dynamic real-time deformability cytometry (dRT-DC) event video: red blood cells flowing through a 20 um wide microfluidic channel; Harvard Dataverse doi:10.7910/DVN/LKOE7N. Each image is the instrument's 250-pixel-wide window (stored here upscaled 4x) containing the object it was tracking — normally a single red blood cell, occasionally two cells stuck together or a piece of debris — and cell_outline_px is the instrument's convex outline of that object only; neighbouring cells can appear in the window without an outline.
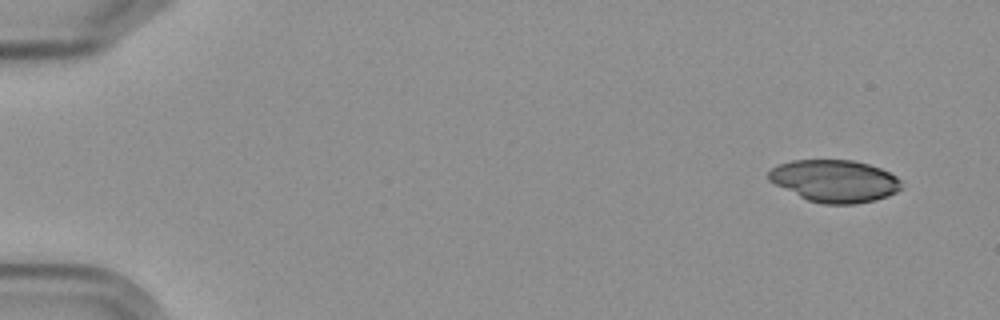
{"species": "Egyptian fruit bat (a non-hibernating species)", "species_latin": "Rousettus aegyptiacus", "temperature_condition": "cold", "stored_images_in_passage": 6, "segment_of_instrument_passage": [1, 2], "camera_frame_rate_fps": 3000, "um_per_image_px": 0.085, "frame": {"image": 1, "passage_image": 1, "time_ms": 0.0, "image_size_px": [1000, 320], "cell_outline_px": [[904, 188], [888, 196], [876, 200], [856, 204], [824, 204], [808, 200], [768, 180], [768, 172], [772, 168], [780, 164], [792, 160], [852, 160], [868, 164], [880, 168], [896, 176], [900, 180]], "centroid_in_image_um": [70.99, 15.38], "position_along_channel_um": 14.0, "area_um2": 32.6}}